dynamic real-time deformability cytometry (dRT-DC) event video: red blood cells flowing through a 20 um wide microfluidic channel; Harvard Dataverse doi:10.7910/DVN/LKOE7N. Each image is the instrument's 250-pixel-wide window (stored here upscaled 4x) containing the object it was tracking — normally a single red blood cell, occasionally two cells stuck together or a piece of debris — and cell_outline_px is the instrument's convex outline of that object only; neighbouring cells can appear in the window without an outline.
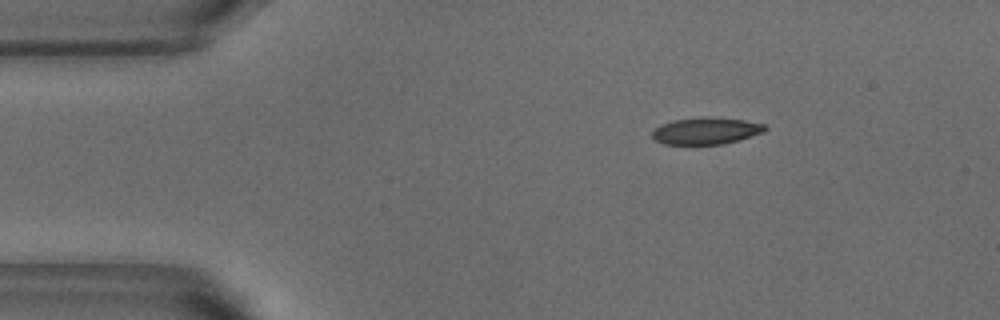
{"species": "common noctule bat (a hibernating species)", "species_latin": "Nyctalus noctula", "temperature_condition": "warm", "stored_images_in_passage": 45, "camera_frame_rate_fps": 3000, "um_per_image_px": 0.085, "animal": {"sex": "male", "body_mass_g": 18.8}, "frame": {"image": 1, "passage_image": 1, "time_ms": 0.0, "image_size_px": [1000, 320], "cell_outline_px": [[768, 128], [764, 132], [724, 144], [664, 144], [656, 140], [652, 136], [652, 132], [660, 124], [676, 120], [700, 116], [708, 116], [744, 120], [764, 124]], "centroid_in_image_um": [60.02, 11.11], "position_along_channel_um": 25.0, "area_um2": 17.63}}
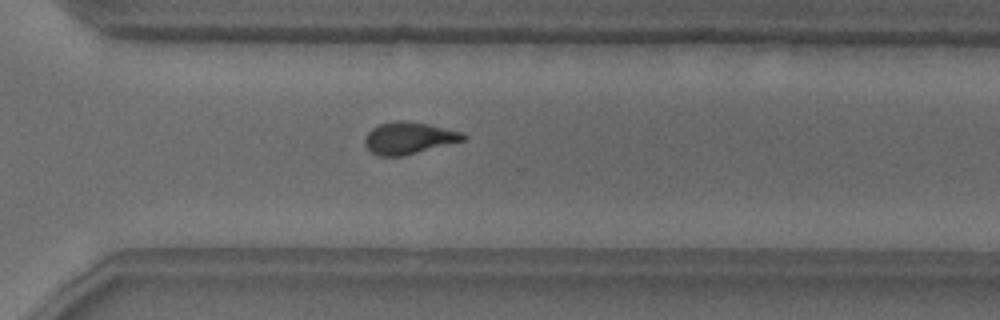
{"frame": {"image": 2, "passage_image": 30, "time_ms": 9.667, "image_size_px": [1000, 320], "cell_outline_px": [[468, 136], [464, 140], [400, 156], [376, 156], [364, 144], [364, 140], [368, 132], [372, 128], [380, 124], [396, 120], [404, 120], [428, 124], [464, 132]], "centroid_in_image_um": [34.74, 11.72], "position_along_channel_um": 335.9, "area_um2": 18.15}}
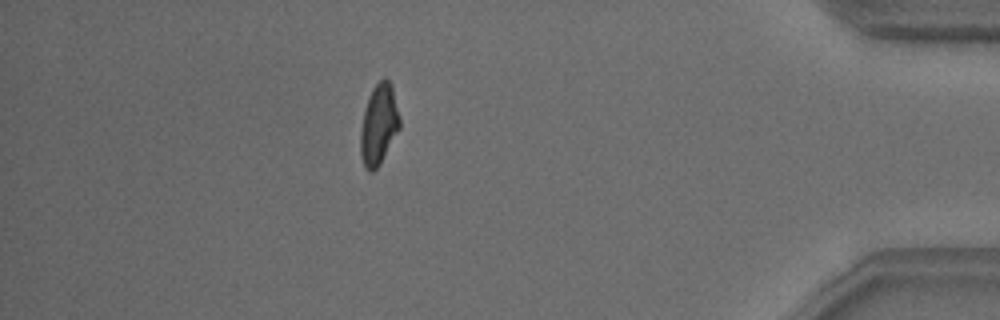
{"frame": {"image": 3, "passage_image": 39, "time_ms": 12.667, "image_size_px": [1000, 320], "cell_outline_px": [[400, 128], [380, 164], [372, 172], [368, 172], [364, 168], [360, 156], [360, 132], [364, 112], [368, 96], [372, 88], [384, 76], [392, 84], [400, 116]], "centroid_in_image_um": [32.2, 10.59], "position_along_channel_um": 403.0, "area_um2": 18.67}, "authors_computed_cell_mechanics": {"area_um2": 18.4382, "velocity_mm_per_s": 3.809, "shape_relaxation_time_tau1_ms": 5.1632, "shape_relaxation_time_tau2_ms": 2.1189, "deformation_change_tau1": 0.1726, "deformation_change_tau2": 0.097}}